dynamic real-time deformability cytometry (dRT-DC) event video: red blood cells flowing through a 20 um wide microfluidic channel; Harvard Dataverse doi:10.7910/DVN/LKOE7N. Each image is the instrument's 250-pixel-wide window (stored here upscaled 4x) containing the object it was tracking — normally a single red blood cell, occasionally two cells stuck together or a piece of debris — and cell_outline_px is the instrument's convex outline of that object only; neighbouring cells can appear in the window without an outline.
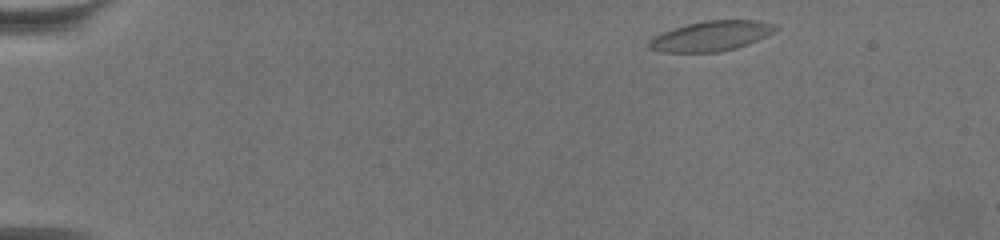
{"species": "common noctule bat (a hibernating species)", "species_latin": "Nyctalus noctula", "temperature_condition": "warm", "stored_images_in_passage": 57, "camera_frame_rate_fps": 3000, "um_per_image_px": 0.085, "animal": {"sex": "female", "body_mass_g": 19.5, "forearm_length_mm": 54.1}, "frame": {"image": 1, "passage_image": 2, "time_ms": 0.333, "image_size_px": [1000, 240], "cell_outline_px": [[780, 28], [748, 44], [736, 48], [716, 52], [660, 52], [648, 48], [648, 40], [664, 32], [688, 24], [704, 20], [756, 20], [780, 24]], "centroid_in_image_um": [60.48, 3.05], "position_along_channel_um": 24.5, "area_um2": 22.02}}
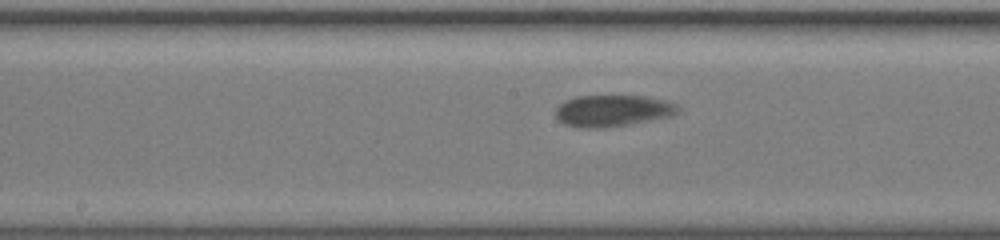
{"frame": {"image": 2, "passage_image": 28, "time_ms": 9.0, "image_size_px": [1000, 240], "cell_outline_px": [[680, 112], [672, 116], [632, 124], [604, 128], [580, 128], [564, 124], [556, 116], [556, 108], [564, 100], [576, 96], [644, 96], [664, 100], [676, 104], [680, 108]], "centroid_in_image_um": [52.09, 9.42], "position_along_channel_um": 196.1, "area_um2": 22.72}}
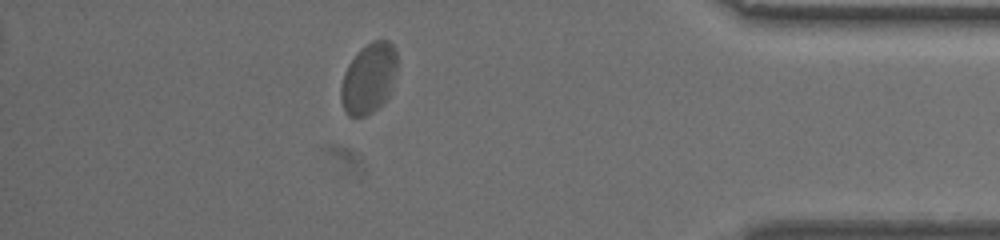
{"frame": {"image": 3, "passage_image": 50, "time_ms": 16.333, "image_size_px": [1000, 240], "cell_outline_px": [[396, 72], [388, 96], [372, 112], [364, 116], [348, 116], [340, 100], [340, 88], [344, 72], [348, 64], [372, 40], [388, 40], [396, 48]], "centroid_in_image_um": [31.33, 6.66], "position_along_channel_um": 403.9, "area_um2": 22.66}, "authors_computed_cell_mechanics": {"area_um2": 22.0796, "velocity_mm_per_s": 3.2745, "shape_relaxation_time_tau1_ms": 1.9558, "shape_relaxation_time_tau2_ms": null, "deformation_change_tau1": 0.1096, "deformation_change_tau2": null}}